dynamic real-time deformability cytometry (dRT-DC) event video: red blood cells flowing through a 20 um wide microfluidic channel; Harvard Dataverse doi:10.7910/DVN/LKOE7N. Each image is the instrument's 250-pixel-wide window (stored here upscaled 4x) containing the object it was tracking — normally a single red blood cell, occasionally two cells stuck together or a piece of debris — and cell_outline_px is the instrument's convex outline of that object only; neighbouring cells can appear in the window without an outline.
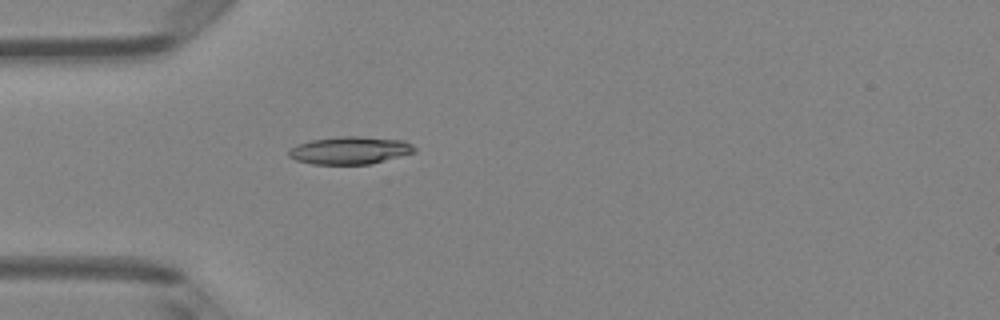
{"species": "Egyptian fruit bat (a non-hibernating species)", "species_latin": "Rousettus aegyptiacus", "temperature_condition": "room temperature", "stored_images_in_passage": 4, "camera_frame_rate_fps": 3000, "um_per_image_px": 0.085, "animal": {"sex": "female"}, "frame": {"image": 1, "passage_image": 4, "time_ms": 4.333, "image_size_px": [1000, 320], "cell_outline_px": [[416, 152], [368, 164], [312, 164], [296, 160], [288, 156], [288, 148], [296, 144], [312, 140], [340, 136], [360, 136], [404, 140], [412, 144], [416, 148]], "centroid_in_image_um": [29.72, 12.77], "position_along_channel_um": 55.3, "area_um2": 20.29}}